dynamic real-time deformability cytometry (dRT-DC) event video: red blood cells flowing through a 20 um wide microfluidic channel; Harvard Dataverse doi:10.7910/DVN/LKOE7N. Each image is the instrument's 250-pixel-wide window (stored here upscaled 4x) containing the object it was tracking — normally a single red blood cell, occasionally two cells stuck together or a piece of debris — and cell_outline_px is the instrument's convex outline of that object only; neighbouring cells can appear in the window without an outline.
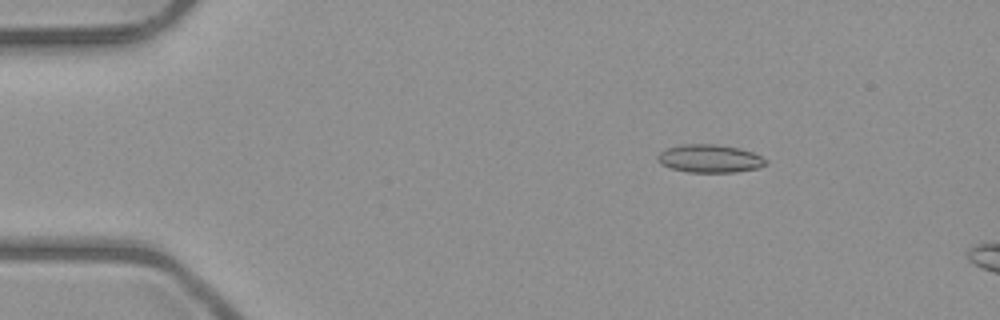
{"species": "common noctule bat (a hibernating species)", "species_latin": "Nyctalus noctula", "temperature_condition": "room temperature", "stored_images_in_passage": 4, "camera_frame_rate_fps": 3000, "um_per_image_px": 0.085, "animal": {"sex": "male", "body_mass_g": 23.1, "forearm_length_mm": 52.7}, "frame": {"image": 1, "passage_image": 2, "time_ms": 1.0, "image_size_px": [1000, 320], "cell_outline_px": [[768, 164], [760, 168], [736, 172], [688, 172], [672, 168], [660, 164], [656, 160], [656, 156], [660, 152], [668, 148], [684, 144], [716, 144], [740, 148], [752, 152], [768, 160]], "centroid_in_image_um": [60.35, 13.48], "position_along_channel_um": 24.6, "area_um2": 17.8}}